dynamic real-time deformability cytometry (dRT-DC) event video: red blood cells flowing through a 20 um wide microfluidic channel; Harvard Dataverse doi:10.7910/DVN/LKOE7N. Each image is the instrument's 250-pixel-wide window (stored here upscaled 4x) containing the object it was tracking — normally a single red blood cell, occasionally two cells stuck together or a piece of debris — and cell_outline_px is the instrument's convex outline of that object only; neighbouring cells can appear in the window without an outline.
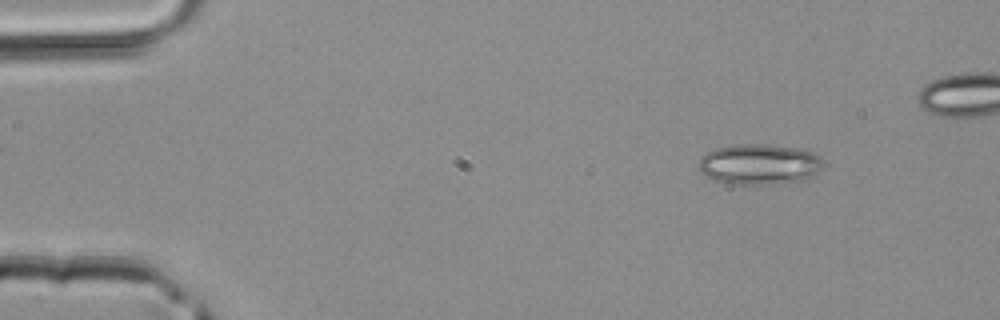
{"species": "common noctule bat (a hibernating species)", "species_latin": "Nyctalus noctula", "temperature_condition": "room temperature", "stored_images_in_passage": 41, "camera_frame_rate_fps": 3000, "um_per_image_px": 0.085, "animal": {"sex": "male", "body_mass_g": 20.4}, "frame": {"image": 1, "passage_image": 5, "time_ms": 1.333, "image_size_px": [1000, 320], "cell_outline_px": [[824, 168], [808, 180], [772, 184], [736, 184], [716, 180], [704, 176], [700, 172], [700, 160], [708, 152], [716, 148], [732, 144], [764, 144], [804, 148], [820, 156], [824, 160]], "centroid_in_image_um": [64.64, 13.96], "position_along_channel_um": 20.4, "area_um2": 29.88}}
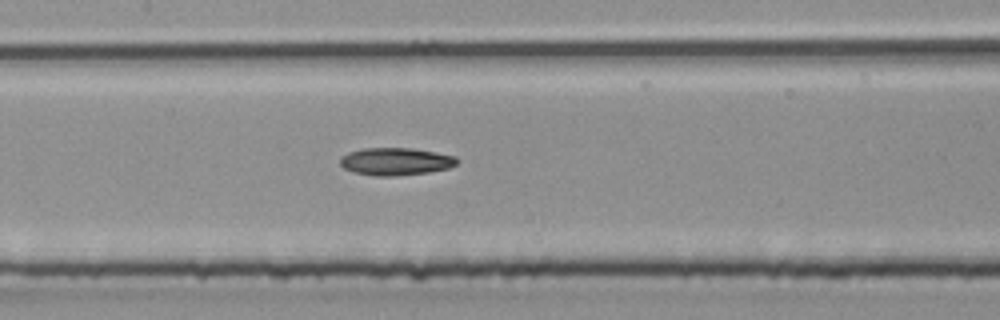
{"frame": {"image": 2, "passage_image": 21, "time_ms": 6.667, "image_size_px": [1000, 320], "cell_outline_px": [[460, 160], [456, 164], [448, 168], [428, 172], [396, 176], [376, 176], [356, 172], [344, 168], [340, 164], [340, 160], [348, 152], [364, 148], [412, 148], [436, 152], [456, 156]], "centroid_in_image_um": [33.67, 13.72], "position_along_channel_um": 173.7, "area_um2": 18.67}}
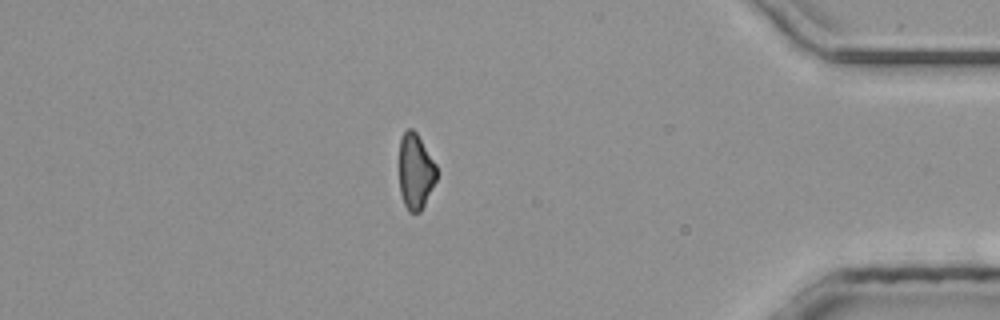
{"frame": {"image": 3, "passage_image": 38, "time_ms": 12.333, "image_size_px": [1000, 320], "cell_outline_px": [[436, 180], [420, 212], [408, 212], [404, 204], [400, 192], [400, 140], [404, 132], [408, 128], [412, 128], [416, 132], [436, 164]], "centroid_in_image_um": [35.31, 14.57], "position_along_channel_um": 399.9, "area_um2": 16.24}}